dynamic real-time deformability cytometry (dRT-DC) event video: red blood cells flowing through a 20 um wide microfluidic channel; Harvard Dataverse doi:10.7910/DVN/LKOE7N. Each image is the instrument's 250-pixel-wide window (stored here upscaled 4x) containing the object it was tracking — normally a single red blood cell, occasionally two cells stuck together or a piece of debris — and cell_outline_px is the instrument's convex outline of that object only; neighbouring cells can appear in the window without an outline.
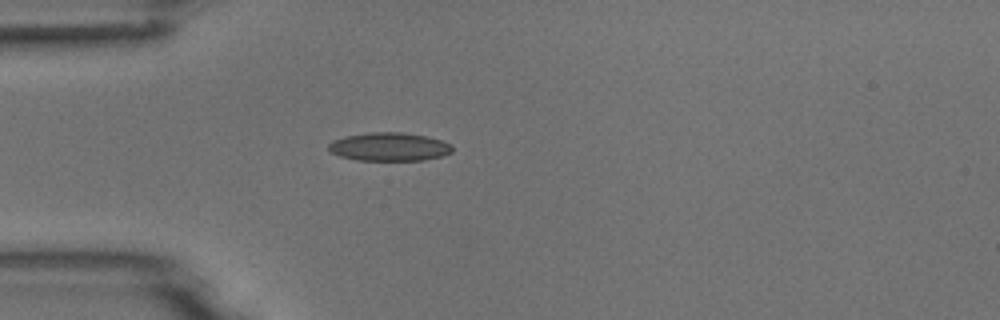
{"species": "common noctule bat (a hibernating species)", "species_latin": "Nyctalus noctula", "temperature_condition": "room temperature", "stored_images_in_passage": 1, "camera_frame_rate_fps": 3000, "um_per_image_px": 0.085, "animal": {"sex": "male", "body_mass_g": 18.8}, "frame": {"image": 1, "passage_image": 1, "time_ms": 0.0, "image_size_px": [1000, 320], "cell_outline_px": [[452, 152], [440, 156], [424, 160], [356, 160], [340, 156], [332, 152], [328, 148], [328, 144], [332, 140], [344, 136], [368, 132], [404, 132], [424, 136], [440, 140], [452, 144]], "centroid_in_image_um": [33.06, 12.47], "position_along_channel_um": 51.9, "area_um2": 20.46}}